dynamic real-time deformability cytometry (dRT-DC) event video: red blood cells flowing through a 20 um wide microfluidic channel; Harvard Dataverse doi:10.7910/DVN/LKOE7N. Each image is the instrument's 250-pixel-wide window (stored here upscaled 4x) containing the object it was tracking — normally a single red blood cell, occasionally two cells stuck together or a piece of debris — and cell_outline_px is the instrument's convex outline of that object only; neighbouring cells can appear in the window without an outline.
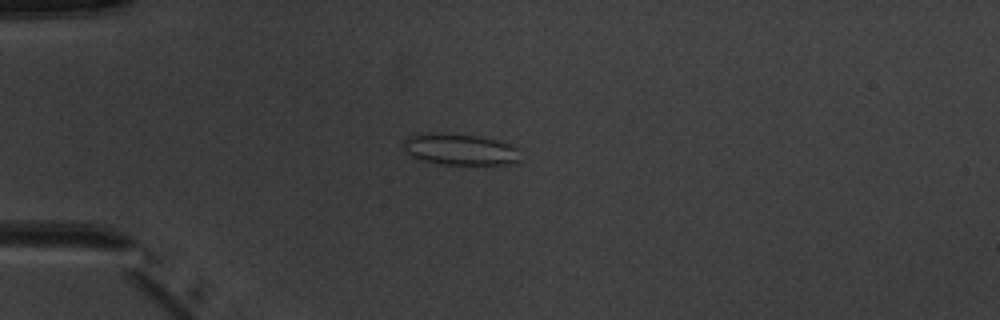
{"species": "common noctule bat (a hibernating species)", "species_latin": "Nyctalus noctula", "temperature_condition": "warm", "stored_images_in_passage": 5, "camera_frame_rate_fps": 3000, "um_per_image_px": 0.085, "animal": {"sex": "male", "body_mass_g": 20.1, "forearm_length_mm": 53.5}, "frame": {"image": 1, "passage_image": 3, "time_ms": 2.333, "image_size_px": [1000, 320], "cell_outline_px": [[520, 160], [516, 164], [440, 164], [420, 160], [412, 156], [404, 148], [404, 140], [408, 136], [416, 132], [436, 132], [480, 136], [496, 140], [520, 148]], "centroid_in_image_um": [39.1, 12.68], "position_along_channel_um": 45.9, "area_um2": 21.73}}
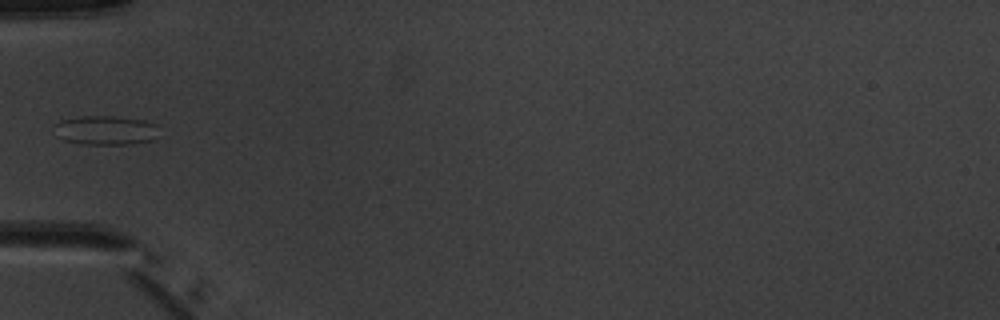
{"frame": {"image": 2, "passage_image": 4, "time_ms": 3.667, "image_size_px": [1000, 320], "cell_outline_px": [[156, 140], [128, 144], [80, 144], [64, 140], [56, 136], [52, 124], [60, 120], [80, 116], [112, 116], [144, 120], [156, 124]], "centroid_in_image_um": [8.92, 11.07], "position_along_channel_um": 76.1, "area_um2": 18.03}}